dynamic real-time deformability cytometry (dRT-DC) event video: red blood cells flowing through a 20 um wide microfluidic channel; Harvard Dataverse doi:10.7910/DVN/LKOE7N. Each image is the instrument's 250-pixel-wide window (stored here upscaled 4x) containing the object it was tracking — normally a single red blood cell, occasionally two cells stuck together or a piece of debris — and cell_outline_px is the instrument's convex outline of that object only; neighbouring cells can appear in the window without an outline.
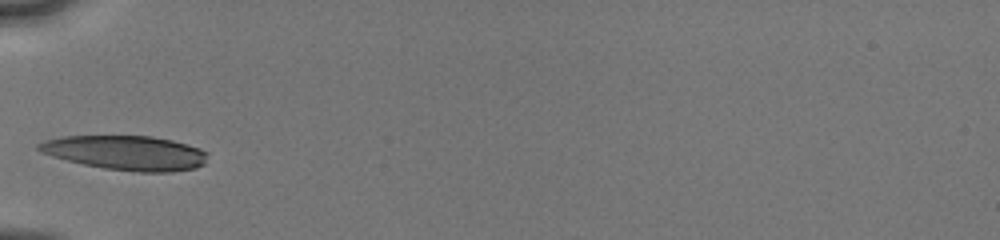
{"species": "human", "species_latin": "Homo sapiens", "temperature_condition": "cold", "stored_images_in_passage": 7, "camera_frame_rate_fps": 3000, "um_per_image_px": 0.085, "donor": {"sex": "male"}, "frame": {"image": 1, "passage_image": 1, "time_ms": 0.0, "image_size_px": [1000, 240], "cell_outline_px": [[208, 152], [204, 164], [196, 168], [172, 172], [136, 172], [104, 168], [84, 164], [52, 156], [40, 152], [36, 148], [36, 144], [44, 140], [60, 136], [152, 136], [172, 140], [188, 144], [200, 148]], "centroid_in_image_um": [10.7, 12.98], "position_along_channel_um": 74.3, "area_um2": 34.1}}
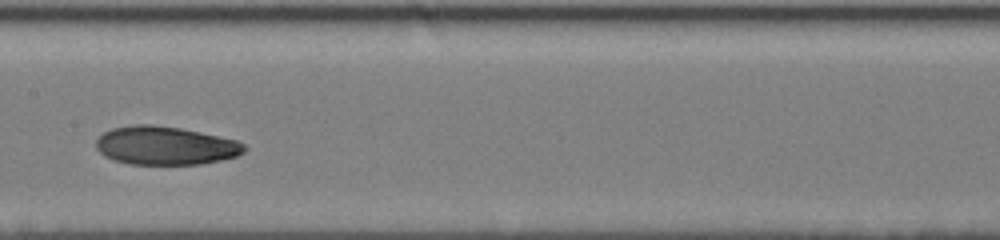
{"frame": {"image": 2, "passage_image": 5, "time_ms": 3.0, "image_size_px": [1000, 240], "cell_outline_px": [[248, 148], [244, 152], [236, 156], [220, 160], [200, 164], [132, 164], [116, 160], [104, 156], [96, 148], [96, 140], [104, 132], [112, 128], [132, 124], [152, 124], [180, 128], [220, 136], [236, 140], [244, 144]], "centroid_in_image_um": [14.06, 12.37], "position_along_channel_um": 193.3, "area_um2": 33.18}}
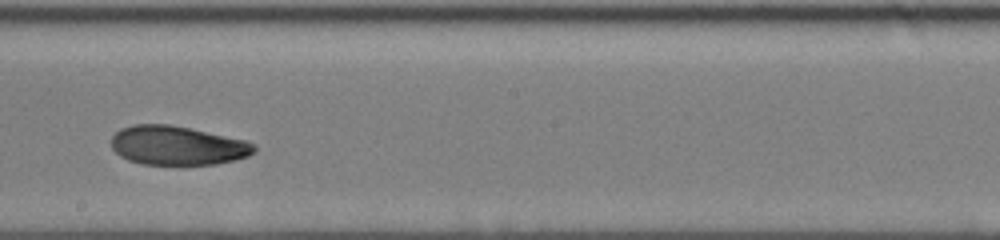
{"frame": {"image": 3, "passage_image": 6, "time_ms": 4.0, "image_size_px": [1000, 240], "cell_outline_px": [[256, 152], [248, 156], [236, 160], [216, 164], [140, 164], [128, 160], [120, 156], [112, 148], [112, 136], [120, 128], [132, 124], [168, 124], [188, 128], [244, 140], [256, 144]], "centroid_in_image_um": [15.07, 12.37], "position_along_channel_um": 233.1, "area_um2": 32.48}}